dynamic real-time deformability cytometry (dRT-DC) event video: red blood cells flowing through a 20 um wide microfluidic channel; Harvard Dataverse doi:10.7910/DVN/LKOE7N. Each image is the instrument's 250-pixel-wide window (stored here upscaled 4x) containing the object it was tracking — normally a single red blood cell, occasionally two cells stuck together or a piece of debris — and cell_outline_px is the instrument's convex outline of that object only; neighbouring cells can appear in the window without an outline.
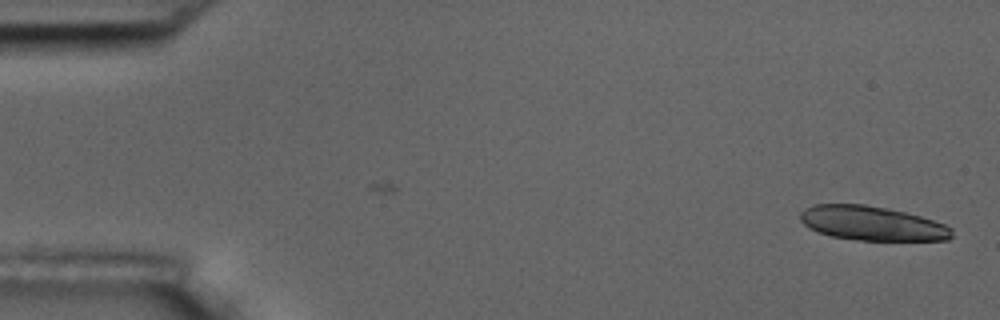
{"species": "common noctule bat (a hibernating species)", "species_latin": "Nyctalus noctula", "temperature_condition": "room temperature", "stored_images_in_passage": 5, "camera_frame_rate_fps": 3000, "um_per_image_px": 0.085, "animal": {"sex": "male", "body_mass_g": 17.5, "forearm_length_mm": 52.3}, "frame": {"image": 1, "passage_image": 5, "time_ms": 4.667, "image_size_px": [1000, 320], "cell_outline_px": [[952, 236], [948, 240], [856, 240], [832, 236], [816, 232], [808, 228], [800, 220], [800, 212], [804, 208], [812, 204], [864, 204], [888, 208], [920, 216], [944, 224], [952, 228]], "centroid_in_image_um": [74.07, 18.98], "position_along_channel_um": 10.9, "area_um2": 30.4}}